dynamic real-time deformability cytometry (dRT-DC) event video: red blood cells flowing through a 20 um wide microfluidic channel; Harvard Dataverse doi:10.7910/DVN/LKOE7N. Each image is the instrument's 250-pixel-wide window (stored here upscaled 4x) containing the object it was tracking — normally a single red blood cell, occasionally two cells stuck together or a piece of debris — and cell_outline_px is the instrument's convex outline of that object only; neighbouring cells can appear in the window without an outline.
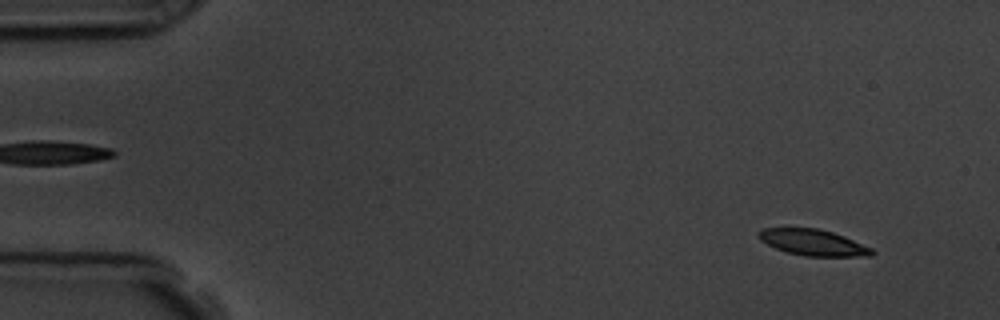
{"species": "common noctule bat (a hibernating species)", "species_latin": "Nyctalus noctula", "temperature_condition": "room temperature", "stored_images_in_passage": 56, "camera_frame_rate_fps": 3000, "um_per_image_px": 0.085, "animal": {"sex": "male", "body_mass_g": 19.5, "forearm_length_mm": 54.6}, "frame": {"image": 1, "passage_image": 4, "time_ms": 1.0, "image_size_px": [1000, 320], "cell_outline_px": [[876, 252], [872, 256], [804, 256], [788, 252], [776, 248], [760, 240], [756, 236], [764, 228], [816, 228], [832, 232], [844, 236], [872, 248]], "centroid_in_image_um": [69.14, 20.61], "position_along_channel_um": 15.9, "area_um2": 17.11}}
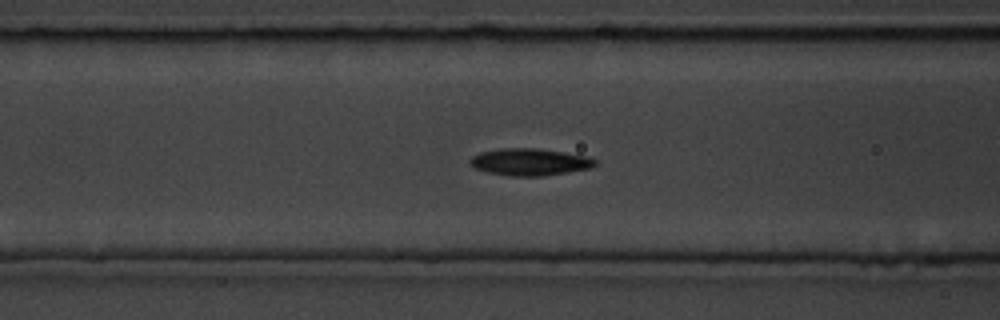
{"frame": {"image": 2, "passage_image": 22, "time_ms": 7.0, "image_size_px": [1000, 320], "cell_outline_px": [[596, 164], [592, 168], [568, 172], [540, 176], [508, 176], [488, 172], [476, 168], [468, 160], [472, 156], [480, 152], [500, 148], [536, 148], [564, 152], [588, 156], [596, 160]], "centroid_in_image_um": [45.04, 13.76], "position_along_channel_um": 121.6, "area_um2": 19.71}}
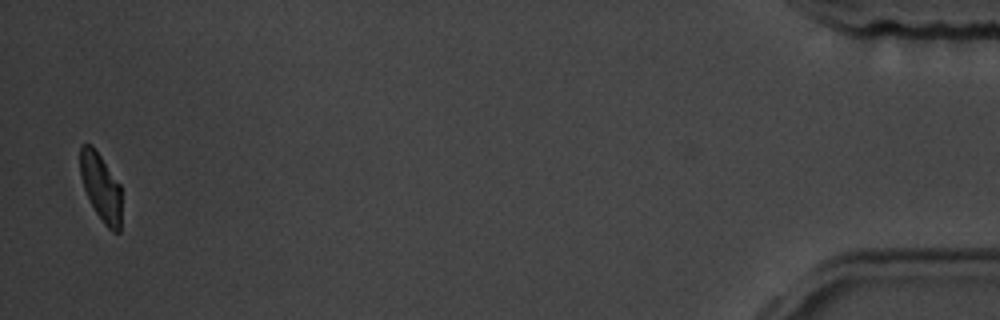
{"frame": {"image": 3, "passage_image": 55, "time_ms": 18.0, "image_size_px": [1000, 320], "cell_outline_px": [[120, 232], [112, 232], [104, 224], [96, 212], [84, 188], [80, 176], [80, 144], [92, 144], [120, 184]], "centroid_in_image_um": [8.56, 15.89], "position_along_channel_um": 426.6, "area_um2": 16.13}, "authors_computed_cell_mechanics": {"area_um2": 18.4671, "velocity_mm_per_s": 3.5957, "shape_relaxation_time_tau1_ms": 3.5685, "shape_relaxation_time_tau2_ms": 8.5116, "deformation_change_tau1": 0.1374, "deformation_change_tau2": 0.1375}}